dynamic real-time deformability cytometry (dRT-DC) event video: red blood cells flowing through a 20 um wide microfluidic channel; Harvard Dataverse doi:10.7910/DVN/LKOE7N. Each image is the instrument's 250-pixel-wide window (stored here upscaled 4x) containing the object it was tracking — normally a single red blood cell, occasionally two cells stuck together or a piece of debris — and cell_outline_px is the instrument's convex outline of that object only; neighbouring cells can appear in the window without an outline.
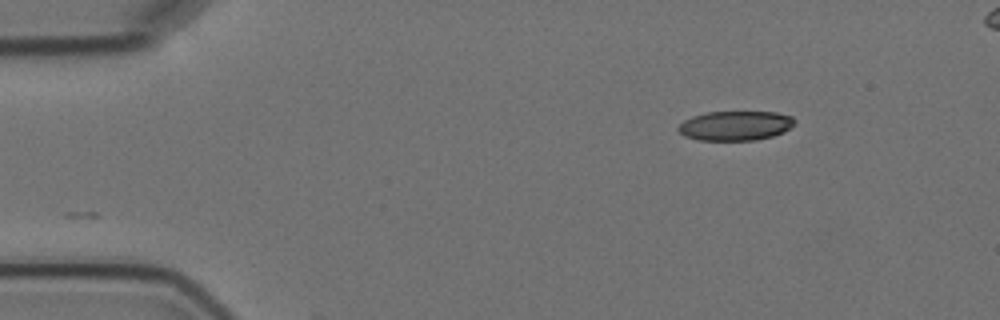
{"species": "Egyptian fruit bat (a non-hibernating species)", "species_latin": "Rousettus aegyptiacus", "temperature_condition": "cold", "stored_images_in_passage": 7, "segment_of_instrument_passage": [2, 2], "camera_frame_rate_fps": 3000, "um_per_image_px": 0.085, "animal": {"sex": "female"}, "frame": {"image": 1, "passage_image": 7, "time_ms": 8.0, "image_size_px": [1000, 320], "cell_outline_px": [[796, 120], [784, 132], [772, 136], [756, 140], [696, 140], [684, 136], [676, 128], [684, 120], [692, 116], [708, 112], [776, 112], [792, 116]], "centroid_in_image_um": [62.48, 10.68], "position_along_channel_um": 22.5, "area_um2": 20.0}}